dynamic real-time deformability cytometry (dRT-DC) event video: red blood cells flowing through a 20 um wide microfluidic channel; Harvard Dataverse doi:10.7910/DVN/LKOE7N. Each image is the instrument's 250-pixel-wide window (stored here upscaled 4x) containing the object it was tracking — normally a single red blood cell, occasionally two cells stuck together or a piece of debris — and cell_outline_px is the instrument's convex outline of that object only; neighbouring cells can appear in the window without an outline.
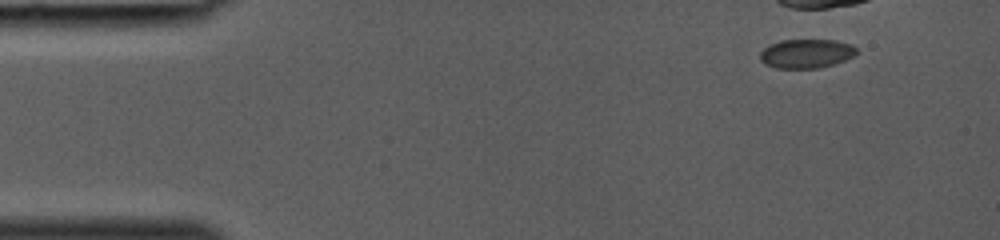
{"species": "common noctule bat (a hibernating species)", "species_latin": "Nyctalus noctula", "temperature_condition": "room temperature", "stored_images_in_passage": 4, "camera_frame_rate_fps": 3000, "um_per_image_px": 0.085, "animal": {"sex": "female", "body_mass_g": 19.0, "forearm_length_mm": 53.3}, "frame": {"image": 1, "passage_image": 1, "time_ms": 0.0, "image_size_px": [1000, 240], "cell_outline_px": [[856, 52], [852, 56], [844, 60], [832, 64], [816, 68], [776, 68], [764, 64], [760, 60], [760, 52], [768, 44], [780, 40], [836, 40], [852, 44], [856, 48]], "centroid_in_image_um": [68.49, 4.54], "position_along_channel_um": 16.5, "area_um2": 16.3}}